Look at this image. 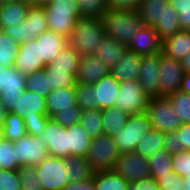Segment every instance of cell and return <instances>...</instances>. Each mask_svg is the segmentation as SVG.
Masks as SVG:
<instances>
[{"mask_svg":"<svg viewBox=\"0 0 190 190\" xmlns=\"http://www.w3.org/2000/svg\"><path fill=\"white\" fill-rule=\"evenodd\" d=\"M102 18L80 17L71 34L67 37L68 46L81 57L95 54L98 45L105 37Z\"/></svg>","mask_w":190,"mask_h":190,"instance_id":"6da1fadb","label":"cell"},{"mask_svg":"<svg viewBox=\"0 0 190 190\" xmlns=\"http://www.w3.org/2000/svg\"><path fill=\"white\" fill-rule=\"evenodd\" d=\"M106 36L127 46L131 37L143 26L137 9L108 11L103 17Z\"/></svg>","mask_w":190,"mask_h":190,"instance_id":"7a4b0ae2","label":"cell"},{"mask_svg":"<svg viewBox=\"0 0 190 190\" xmlns=\"http://www.w3.org/2000/svg\"><path fill=\"white\" fill-rule=\"evenodd\" d=\"M48 30L68 37L81 17L76 0H52L43 6Z\"/></svg>","mask_w":190,"mask_h":190,"instance_id":"3957f363","label":"cell"},{"mask_svg":"<svg viewBox=\"0 0 190 190\" xmlns=\"http://www.w3.org/2000/svg\"><path fill=\"white\" fill-rule=\"evenodd\" d=\"M120 153L113 137L109 135H99L92 138L90 147L85 158L90 164L94 173L102 171H113L116 160Z\"/></svg>","mask_w":190,"mask_h":190,"instance_id":"277c9868","label":"cell"},{"mask_svg":"<svg viewBox=\"0 0 190 190\" xmlns=\"http://www.w3.org/2000/svg\"><path fill=\"white\" fill-rule=\"evenodd\" d=\"M152 129L145 112L130 114L126 126L113 137L120 154L134 152L139 141Z\"/></svg>","mask_w":190,"mask_h":190,"instance_id":"5b68a950","label":"cell"},{"mask_svg":"<svg viewBox=\"0 0 190 190\" xmlns=\"http://www.w3.org/2000/svg\"><path fill=\"white\" fill-rule=\"evenodd\" d=\"M46 30H48V26L43 6L31 5L26 19L19 25L6 28L4 33L20 45L34 40Z\"/></svg>","mask_w":190,"mask_h":190,"instance_id":"8992f818","label":"cell"},{"mask_svg":"<svg viewBox=\"0 0 190 190\" xmlns=\"http://www.w3.org/2000/svg\"><path fill=\"white\" fill-rule=\"evenodd\" d=\"M145 113L152 128L159 129L164 133L176 131L182 124L180 117L176 116L169 98L165 96L149 98Z\"/></svg>","mask_w":190,"mask_h":190,"instance_id":"52a82bcc","label":"cell"},{"mask_svg":"<svg viewBox=\"0 0 190 190\" xmlns=\"http://www.w3.org/2000/svg\"><path fill=\"white\" fill-rule=\"evenodd\" d=\"M26 89V76L15 67H0V101L11 112Z\"/></svg>","mask_w":190,"mask_h":190,"instance_id":"ba28073f","label":"cell"},{"mask_svg":"<svg viewBox=\"0 0 190 190\" xmlns=\"http://www.w3.org/2000/svg\"><path fill=\"white\" fill-rule=\"evenodd\" d=\"M35 168L43 190H61L70 183L61 157L48 155Z\"/></svg>","mask_w":190,"mask_h":190,"instance_id":"9c48e42d","label":"cell"},{"mask_svg":"<svg viewBox=\"0 0 190 190\" xmlns=\"http://www.w3.org/2000/svg\"><path fill=\"white\" fill-rule=\"evenodd\" d=\"M149 98L137 80L120 82L114 107L129 114L145 112Z\"/></svg>","mask_w":190,"mask_h":190,"instance_id":"30bf717a","label":"cell"},{"mask_svg":"<svg viewBox=\"0 0 190 190\" xmlns=\"http://www.w3.org/2000/svg\"><path fill=\"white\" fill-rule=\"evenodd\" d=\"M14 148L17 153V169L21 166H37L48 156L45 143L39 136L25 134L14 141Z\"/></svg>","mask_w":190,"mask_h":190,"instance_id":"8fae6325","label":"cell"},{"mask_svg":"<svg viewBox=\"0 0 190 190\" xmlns=\"http://www.w3.org/2000/svg\"><path fill=\"white\" fill-rule=\"evenodd\" d=\"M113 171L123 177L129 184L150 177L148 160L135 152L120 154Z\"/></svg>","mask_w":190,"mask_h":190,"instance_id":"7c38bea8","label":"cell"},{"mask_svg":"<svg viewBox=\"0 0 190 190\" xmlns=\"http://www.w3.org/2000/svg\"><path fill=\"white\" fill-rule=\"evenodd\" d=\"M159 71L160 97H167L180 90L184 70L179 60L170 58L160 52Z\"/></svg>","mask_w":190,"mask_h":190,"instance_id":"4fadbf2b","label":"cell"},{"mask_svg":"<svg viewBox=\"0 0 190 190\" xmlns=\"http://www.w3.org/2000/svg\"><path fill=\"white\" fill-rule=\"evenodd\" d=\"M159 63L160 53L141 55L137 81L148 98L160 97Z\"/></svg>","mask_w":190,"mask_h":190,"instance_id":"5bb4252c","label":"cell"},{"mask_svg":"<svg viewBox=\"0 0 190 190\" xmlns=\"http://www.w3.org/2000/svg\"><path fill=\"white\" fill-rule=\"evenodd\" d=\"M39 139L45 143L48 155L69 157L68 130L51 118L48 120L45 130L40 133Z\"/></svg>","mask_w":190,"mask_h":190,"instance_id":"9a60e30c","label":"cell"},{"mask_svg":"<svg viewBox=\"0 0 190 190\" xmlns=\"http://www.w3.org/2000/svg\"><path fill=\"white\" fill-rule=\"evenodd\" d=\"M163 41L157 35L155 29L143 25L131 37L127 49L139 55H152L162 52Z\"/></svg>","mask_w":190,"mask_h":190,"instance_id":"2e32d148","label":"cell"},{"mask_svg":"<svg viewBox=\"0 0 190 190\" xmlns=\"http://www.w3.org/2000/svg\"><path fill=\"white\" fill-rule=\"evenodd\" d=\"M45 66L40 60L39 44L36 43L35 39L19 45L14 67L22 74L27 75L42 70Z\"/></svg>","mask_w":190,"mask_h":190,"instance_id":"e0dca14e","label":"cell"},{"mask_svg":"<svg viewBox=\"0 0 190 190\" xmlns=\"http://www.w3.org/2000/svg\"><path fill=\"white\" fill-rule=\"evenodd\" d=\"M120 82L110 73L93 84L95 109L113 107L119 92Z\"/></svg>","mask_w":190,"mask_h":190,"instance_id":"ac0fdd59","label":"cell"},{"mask_svg":"<svg viewBox=\"0 0 190 190\" xmlns=\"http://www.w3.org/2000/svg\"><path fill=\"white\" fill-rule=\"evenodd\" d=\"M39 44L40 60L45 65L52 62L68 46L67 37L51 30H46L35 38Z\"/></svg>","mask_w":190,"mask_h":190,"instance_id":"d6986e66","label":"cell"},{"mask_svg":"<svg viewBox=\"0 0 190 190\" xmlns=\"http://www.w3.org/2000/svg\"><path fill=\"white\" fill-rule=\"evenodd\" d=\"M110 69L102 63L95 54L80 57L76 73V84H94L107 76Z\"/></svg>","mask_w":190,"mask_h":190,"instance_id":"ffe728a7","label":"cell"},{"mask_svg":"<svg viewBox=\"0 0 190 190\" xmlns=\"http://www.w3.org/2000/svg\"><path fill=\"white\" fill-rule=\"evenodd\" d=\"M11 112L17 114L21 118L48 116L46 98L25 89Z\"/></svg>","mask_w":190,"mask_h":190,"instance_id":"44dd1931","label":"cell"},{"mask_svg":"<svg viewBox=\"0 0 190 190\" xmlns=\"http://www.w3.org/2000/svg\"><path fill=\"white\" fill-rule=\"evenodd\" d=\"M46 109L50 118L58 111L81 109L77 105L74 87L52 90L46 97Z\"/></svg>","mask_w":190,"mask_h":190,"instance_id":"7402d4cb","label":"cell"},{"mask_svg":"<svg viewBox=\"0 0 190 190\" xmlns=\"http://www.w3.org/2000/svg\"><path fill=\"white\" fill-rule=\"evenodd\" d=\"M140 59L141 55L127 49L118 63L110 69V74L119 82L137 80L140 72Z\"/></svg>","mask_w":190,"mask_h":190,"instance_id":"603a6c76","label":"cell"},{"mask_svg":"<svg viewBox=\"0 0 190 190\" xmlns=\"http://www.w3.org/2000/svg\"><path fill=\"white\" fill-rule=\"evenodd\" d=\"M32 4L29 0H22L0 7V29L13 27L22 23L27 16V12Z\"/></svg>","mask_w":190,"mask_h":190,"instance_id":"cb8c5ba5","label":"cell"},{"mask_svg":"<svg viewBox=\"0 0 190 190\" xmlns=\"http://www.w3.org/2000/svg\"><path fill=\"white\" fill-rule=\"evenodd\" d=\"M190 30H180L165 39L162 44V53L175 60L181 61L190 52Z\"/></svg>","mask_w":190,"mask_h":190,"instance_id":"d4e9b609","label":"cell"},{"mask_svg":"<svg viewBox=\"0 0 190 190\" xmlns=\"http://www.w3.org/2000/svg\"><path fill=\"white\" fill-rule=\"evenodd\" d=\"M126 50L127 46L118 42L116 39L105 36L98 45L95 55L102 63L111 69L118 63V60L124 55Z\"/></svg>","mask_w":190,"mask_h":190,"instance_id":"484cf974","label":"cell"},{"mask_svg":"<svg viewBox=\"0 0 190 190\" xmlns=\"http://www.w3.org/2000/svg\"><path fill=\"white\" fill-rule=\"evenodd\" d=\"M63 166L70 183L83 182L93 177L89 162L83 156H69L63 158Z\"/></svg>","mask_w":190,"mask_h":190,"instance_id":"4316f807","label":"cell"},{"mask_svg":"<svg viewBox=\"0 0 190 190\" xmlns=\"http://www.w3.org/2000/svg\"><path fill=\"white\" fill-rule=\"evenodd\" d=\"M68 130L69 156L85 157L92 138L86 133L80 123L66 128Z\"/></svg>","mask_w":190,"mask_h":190,"instance_id":"83f0119b","label":"cell"},{"mask_svg":"<svg viewBox=\"0 0 190 190\" xmlns=\"http://www.w3.org/2000/svg\"><path fill=\"white\" fill-rule=\"evenodd\" d=\"M153 28L162 41L180 31L181 26L177 11L170 4H166L161 18Z\"/></svg>","mask_w":190,"mask_h":190,"instance_id":"f1b7e54d","label":"cell"},{"mask_svg":"<svg viewBox=\"0 0 190 190\" xmlns=\"http://www.w3.org/2000/svg\"><path fill=\"white\" fill-rule=\"evenodd\" d=\"M129 115V113L114 106L102 110L103 134L110 137L117 135L126 126Z\"/></svg>","mask_w":190,"mask_h":190,"instance_id":"f546056e","label":"cell"},{"mask_svg":"<svg viewBox=\"0 0 190 190\" xmlns=\"http://www.w3.org/2000/svg\"><path fill=\"white\" fill-rule=\"evenodd\" d=\"M164 132L159 129L152 128L144 135L143 139L139 141L134 152L139 154L142 158L148 159L156 151L164 148Z\"/></svg>","mask_w":190,"mask_h":190,"instance_id":"4dcf8cb0","label":"cell"},{"mask_svg":"<svg viewBox=\"0 0 190 190\" xmlns=\"http://www.w3.org/2000/svg\"><path fill=\"white\" fill-rule=\"evenodd\" d=\"M167 0H143L137 10L143 25L154 27L163 14Z\"/></svg>","mask_w":190,"mask_h":190,"instance_id":"1f68e13d","label":"cell"},{"mask_svg":"<svg viewBox=\"0 0 190 190\" xmlns=\"http://www.w3.org/2000/svg\"><path fill=\"white\" fill-rule=\"evenodd\" d=\"M147 160L150 168V177L156 181L161 176H166L173 171L172 155L165 149L156 151Z\"/></svg>","mask_w":190,"mask_h":190,"instance_id":"d6a6232c","label":"cell"},{"mask_svg":"<svg viewBox=\"0 0 190 190\" xmlns=\"http://www.w3.org/2000/svg\"><path fill=\"white\" fill-rule=\"evenodd\" d=\"M129 183L114 171L94 173L95 190H127Z\"/></svg>","mask_w":190,"mask_h":190,"instance_id":"836d02e7","label":"cell"},{"mask_svg":"<svg viewBox=\"0 0 190 190\" xmlns=\"http://www.w3.org/2000/svg\"><path fill=\"white\" fill-rule=\"evenodd\" d=\"M80 57L76 51L67 46L52 62L46 65L44 69L68 70V74H76Z\"/></svg>","mask_w":190,"mask_h":190,"instance_id":"e575fe53","label":"cell"},{"mask_svg":"<svg viewBox=\"0 0 190 190\" xmlns=\"http://www.w3.org/2000/svg\"><path fill=\"white\" fill-rule=\"evenodd\" d=\"M79 123L91 138H96L99 135H102V110H82Z\"/></svg>","mask_w":190,"mask_h":190,"instance_id":"d590c367","label":"cell"},{"mask_svg":"<svg viewBox=\"0 0 190 190\" xmlns=\"http://www.w3.org/2000/svg\"><path fill=\"white\" fill-rule=\"evenodd\" d=\"M3 127V138L10 141H16L26 134L24 119L8 112L4 119Z\"/></svg>","mask_w":190,"mask_h":190,"instance_id":"8d00e7d4","label":"cell"},{"mask_svg":"<svg viewBox=\"0 0 190 190\" xmlns=\"http://www.w3.org/2000/svg\"><path fill=\"white\" fill-rule=\"evenodd\" d=\"M18 50L19 44L2 31L0 33V67H14Z\"/></svg>","mask_w":190,"mask_h":190,"instance_id":"74e56055","label":"cell"},{"mask_svg":"<svg viewBox=\"0 0 190 190\" xmlns=\"http://www.w3.org/2000/svg\"><path fill=\"white\" fill-rule=\"evenodd\" d=\"M26 76V89L43 97H47L52 91L49 87L48 76L45 69L32 72Z\"/></svg>","mask_w":190,"mask_h":190,"instance_id":"f35d334b","label":"cell"},{"mask_svg":"<svg viewBox=\"0 0 190 190\" xmlns=\"http://www.w3.org/2000/svg\"><path fill=\"white\" fill-rule=\"evenodd\" d=\"M182 123L190 124V94L177 91L167 96Z\"/></svg>","mask_w":190,"mask_h":190,"instance_id":"ab89813d","label":"cell"},{"mask_svg":"<svg viewBox=\"0 0 190 190\" xmlns=\"http://www.w3.org/2000/svg\"><path fill=\"white\" fill-rule=\"evenodd\" d=\"M45 73L52 90L76 86V74H68V70L45 69Z\"/></svg>","mask_w":190,"mask_h":190,"instance_id":"60d3db41","label":"cell"},{"mask_svg":"<svg viewBox=\"0 0 190 190\" xmlns=\"http://www.w3.org/2000/svg\"><path fill=\"white\" fill-rule=\"evenodd\" d=\"M81 17L102 18L108 11L107 0H76Z\"/></svg>","mask_w":190,"mask_h":190,"instance_id":"b9f144b4","label":"cell"},{"mask_svg":"<svg viewBox=\"0 0 190 190\" xmlns=\"http://www.w3.org/2000/svg\"><path fill=\"white\" fill-rule=\"evenodd\" d=\"M0 170H17L14 142L4 138L0 141Z\"/></svg>","mask_w":190,"mask_h":190,"instance_id":"7bdbcfd3","label":"cell"},{"mask_svg":"<svg viewBox=\"0 0 190 190\" xmlns=\"http://www.w3.org/2000/svg\"><path fill=\"white\" fill-rule=\"evenodd\" d=\"M16 171L19 176L21 190H43L35 167L21 166Z\"/></svg>","mask_w":190,"mask_h":190,"instance_id":"ee69618b","label":"cell"},{"mask_svg":"<svg viewBox=\"0 0 190 190\" xmlns=\"http://www.w3.org/2000/svg\"><path fill=\"white\" fill-rule=\"evenodd\" d=\"M77 105L82 110L95 109L92 84H76L74 87Z\"/></svg>","mask_w":190,"mask_h":190,"instance_id":"f6af8a7d","label":"cell"},{"mask_svg":"<svg viewBox=\"0 0 190 190\" xmlns=\"http://www.w3.org/2000/svg\"><path fill=\"white\" fill-rule=\"evenodd\" d=\"M178 13L181 30H190V0H167Z\"/></svg>","mask_w":190,"mask_h":190,"instance_id":"bcb514c9","label":"cell"},{"mask_svg":"<svg viewBox=\"0 0 190 190\" xmlns=\"http://www.w3.org/2000/svg\"><path fill=\"white\" fill-rule=\"evenodd\" d=\"M173 171L180 177L190 174V151H181L172 155Z\"/></svg>","mask_w":190,"mask_h":190,"instance_id":"7dc6e473","label":"cell"},{"mask_svg":"<svg viewBox=\"0 0 190 190\" xmlns=\"http://www.w3.org/2000/svg\"><path fill=\"white\" fill-rule=\"evenodd\" d=\"M82 109H72L56 112L51 119L59 125L67 128L72 124L80 122Z\"/></svg>","mask_w":190,"mask_h":190,"instance_id":"c3c4849f","label":"cell"},{"mask_svg":"<svg viewBox=\"0 0 190 190\" xmlns=\"http://www.w3.org/2000/svg\"><path fill=\"white\" fill-rule=\"evenodd\" d=\"M0 190H21L16 170H0Z\"/></svg>","mask_w":190,"mask_h":190,"instance_id":"681fc988","label":"cell"},{"mask_svg":"<svg viewBox=\"0 0 190 190\" xmlns=\"http://www.w3.org/2000/svg\"><path fill=\"white\" fill-rule=\"evenodd\" d=\"M25 123L26 133L29 135L39 136L47 125L49 116H36L32 118H23Z\"/></svg>","mask_w":190,"mask_h":190,"instance_id":"f907efd6","label":"cell"},{"mask_svg":"<svg viewBox=\"0 0 190 190\" xmlns=\"http://www.w3.org/2000/svg\"><path fill=\"white\" fill-rule=\"evenodd\" d=\"M157 185L164 190H182L183 178L172 171L166 176H161L157 180Z\"/></svg>","mask_w":190,"mask_h":190,"instance_id":"816d5d0a","label":"cell"},{"mask_svg":"<svg viewBox=\"0 0 190 190\" xmlns=\"http://www.w3.org/2000/svg\"><path fill=\"white\" fill-rule=\"evenodd\" d=\"M143 0H107L110 11H122L137 9Z\"/></svg>","mask_w":190,"mask_h":190,"instance_id":"f5cc1de1","label":"cell"},{"mask_svg":"<svg viewBox=\"0 0 190 190\" xmlns=\"http://www.w3.org/2000/svg\"><path fill=\"white\" fill-rule=\"evenodd\" d=\"M178 132V148L181 151H190V124L182 123Z\"/></svg>","mask_w":190,"mask_h":190,"instance_id":"db71d44e","label":"cell"},{"mask_svg":"<svg viewBox=\"0 0 190 190\" xmlns=\"http://www.w3.org/2000/svg\"><path fill=\"white\" fill-rule=\"evenodd\" d=\"M163 146L169 154H177L180 153L181 150L177 147L178 146V132L171 131L164 133V143Z\"/></svg>","mask_w":190,"mask_h":190,"instance_id":"11a10c76","label":"cell"},{"mask_svg":"<svg viewBox=\"0 0 190 190\" xmlns=\"http://www.w3.org/2000/svg\"><path fill=\"white\" fill-rule=\"evenodd\" d=\"M157 181L151 177L129 184L127 190H158Z\"/></svg>","mask_w":190,"mask_h":190,"instance_id":"9f6ffc18","label":"cell"},{"mask_svg":"<svg viewBox=\"0 0 190 190\" xmlns=\"http://www.w3.org/2000/svg\"><path fill=\"white\" fill-rule=\"evenodd\" d=\"M61 190H95L94 187V174L93 177L83 181V182H76V183H69Z\"/></svg>","mask_w":190,"mask_h":190,"instance_id":"6f0895ef","label":"cell"},{"mask_svg":"<svg viewBox=\"0 0 190 190\" xmlns=\"http://www.w3.org/2000/svg\"><path fill=\"white\" fill-rule=\"evenodd\" d=\"M180 91L190 94V73H184Z\"/></svg>","mask_w":190,"mask_h":190,"instance_id":"680465c9","label":"cell"},{"mask_svg":"<svg viewBox=\"0 0 190 190\" xmlns=\"http://www.w3.org/2000/svg\"><path fill=\"white\" fill-rule=\"evenodd\" d=\"M180 62L184 70V73H190V53L186 54Z\"/></svg>","mask_w":190,"mask_h":190,"instance_id":"91938a15","label":"cell"},{"mask_svg":"<svg viewBox=\"0 0 190 190\" xmlns=\"http://www.w3.org/2000/svg\"><path fill=\"white\" fill-rule=\"evenodd\" d=\"M8 111L4 108L2 102L0 101V124L4 123V119L7 116Z\"/></svg>","mask_w":190,"mask_h":190,"instance_id":"94428289","label":"cell"},{"mask_svg":"<svg viewBox=\"0 0 190 190\" xmlns=\"http://www.w3.org/2000/svg\"><path fill=\"white\" fill-rule=\"evenodd\" d=\"M33 6H44L50 3L52 0H29Z\"/></svg>","mask_w":190,"mask_h":190,"instance_id":"6125c7cd","label":"cell"},{"mask_svg":"<svg viewBox=\"0 0 190 190\" xmlns=\"http://www.w3.org/2000/svg\"><path fill=\"white\" fill-rule=\"evenodd\" d=\"M182 178H183L182 190H190V174H187V176L182 177Z\"/></svg>","mask_w":190,"mask_h":190,"instance_id":"be15d7a7","label":"cell"},{"mask_svg":"<svg viewBox=\"0 0 190 190\" xmlns=\"http://www.w3.org/2000/svg\"><path fill=\"white\" fill-rule=\"evenodd\" d=\"M18 1H22V0H0V3L1 5H4V4H10L13 2H18Z\"/></svg>","mask_w":190,"mask_h":190,"instance_id":"e7e4bbea","label":"cell"},{"mask_svg":"<svg viewBox=\"0 0 190 190\" xmlns=\"http://www.w3.org/2000/svg\"><path fill=\"white\" fill-rule=\"evenodd\" d=\"M3 139V127L0 124V141Z\"/></svg>","mask_w":190,"mask_h":190,"instance_id":"03108f58","label":"cell"}]
</instances>
